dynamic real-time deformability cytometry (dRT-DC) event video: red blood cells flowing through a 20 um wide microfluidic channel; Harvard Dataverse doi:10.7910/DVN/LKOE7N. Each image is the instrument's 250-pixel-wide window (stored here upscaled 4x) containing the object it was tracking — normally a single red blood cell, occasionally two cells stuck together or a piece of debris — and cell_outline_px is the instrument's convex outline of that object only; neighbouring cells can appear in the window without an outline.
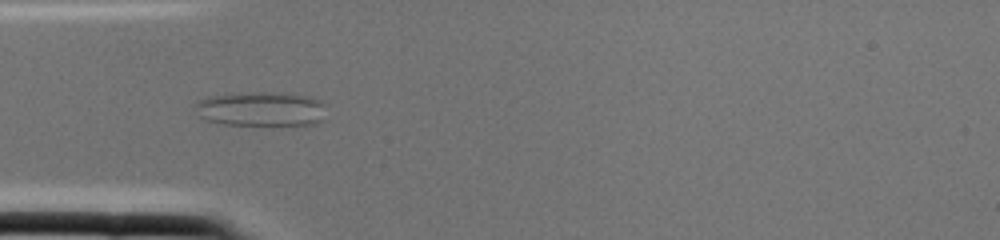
{"species": "common noctule bat (a hibernating species)", "species_latin": "Nyctalus noctula", "temperature_condition": "cold", "stored_images_in_passage": 2, "camera_frame_rate_fps": 3000, "um_per_image_px": 0.085, "animal": {"sex": "female", "body_mass_g": 22.0, "forearm_length_mm": 56.7}, "frame": {"image": 1, "passage_image": 2, "time_ms": 0.333, "image_size_px": [1000, 240], "cell_outline_px": [[324, 120], [316, 124], [220, 124], [208, 120], [200, 116], [192, 104], [196, 100], [204, 96], [252, 92], [284, 92], [312, 96], [320, 100], [324, 104]], "centroid_in_image_um": [22.18, 9.23], "position_along_channel_um": 62.8, "area_um2": 26.7}}